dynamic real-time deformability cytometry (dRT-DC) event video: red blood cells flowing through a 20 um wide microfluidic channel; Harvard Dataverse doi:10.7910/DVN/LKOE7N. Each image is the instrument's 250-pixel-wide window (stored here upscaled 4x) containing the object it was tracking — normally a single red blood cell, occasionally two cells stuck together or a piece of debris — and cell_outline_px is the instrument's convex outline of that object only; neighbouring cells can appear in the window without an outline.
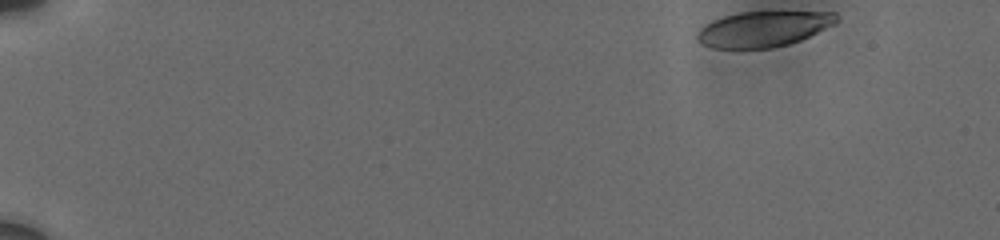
{"species": "human", "species_latin": "Homo sapiens", "temperature_condition": "cold", "stored_images_in_passage": 63, "camera_frame_rate_fps": 3000, "um_per_image_px": 0.085, "donor": {"sex": "male"}, "frame": {"image": 1, "passage_image": 1, "time_ms": 0.0, "image_size_px": [1000, 240], "cell_outline_px": [[840, 20], [836, 24], [800, 40], [788, 44], [772, 48], [712, 48], [700, 44], [696, 40], [696, 32], [704, 24], [712, 20], [724, 16], [740, 12], [836, 12]], "centroid_in_image_um": [64.86, 2.46], "position_along_channel_um": 20.1, "area_um2": 29.07}}
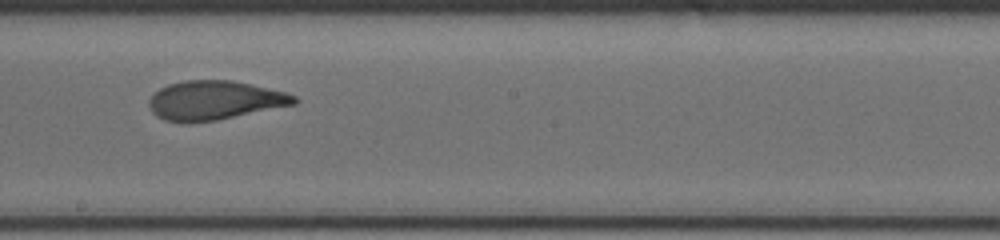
{"frame": {"image": 2, "passage_image": 32, "time_ms": 9.667, "image_size_px": [1000, 240], "cell_outline_px": [[300, 100], [296, 104], [216, 120], [164, 120], [156, 116], [152, 112], [148, 104], [148, 100], [160, 88], [168, 84], [184, 80], [232, 80], [252, 84], [284, 92], [296, 96]], "centroid_in_image_um": [18.27, 8.49], "position_along_channel_um": 229.9, "area_um2": 32.48}}
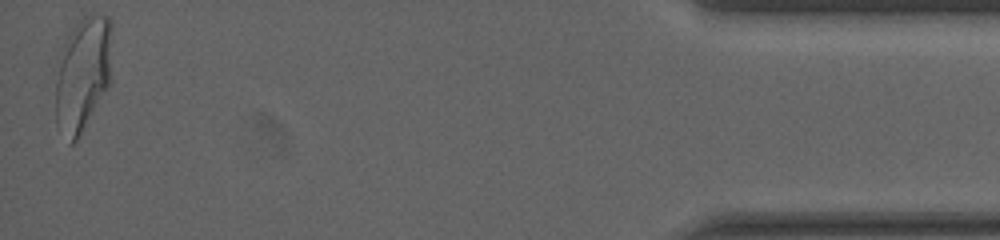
{"frame": {"image": 3, "passage_image": 62, "time_ms": 17.0, "image_size_px": [1000, 240], "cell_outline_px": [[112, 80], [76, 140], [72, 144], [68, 144], [56, 120], [56, 84], [64, 44], [72, 28], [80, 20], [92, 16], [108, 16], [112, 28]], "centroid_in_image_um": [7.09, 6.29], "position_along_channel_um": 428.1, "area_um2": 37.11}, "authors_computed_cell_mechanics": {"area_um2": 32.8304, "velocity_mm_per_s": 3.6958, "shape_relaxation_time_tau1_ms": 4.5639, "shape_relaxation_time_tau2_ms": 0.9356, "deformation_change_tau1": 0.1785, "deformation_change_tau2": 0.0717}}